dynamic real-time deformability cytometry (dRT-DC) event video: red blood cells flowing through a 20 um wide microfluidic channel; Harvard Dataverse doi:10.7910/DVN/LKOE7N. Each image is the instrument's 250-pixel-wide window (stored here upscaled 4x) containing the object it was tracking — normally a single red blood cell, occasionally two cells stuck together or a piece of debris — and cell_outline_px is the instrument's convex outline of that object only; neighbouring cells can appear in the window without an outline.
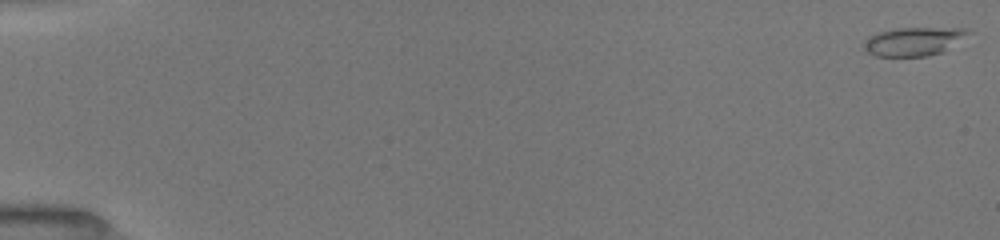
{"species": "common noctule bat (a hibernating species)", "species_latin": "Nyctalus noctula", "temperature_condition": "room temperature", "stored_images_in_passage": 9, "camera_frame_rate_fps": 3000, "um_per_image_px": 0.085, "animal": {"sex": "female", "body_mass_g": 19.5, "forearm_length_mm": 54.1}, "frame": {"image": 1, "passage_image": 1, "time_ms": 0.0, "image_size_px": [1000, 240], "cell_outline_px": [[972, 32], [940, 52], [924, 56], [876, 56], [868, 52], [864, 48], [864, 40], [868, 36], [880, 32], [896, 28], [964, 28]], "centroid_in_image_um": [77.6, 3.51], "position_along_channel_um": 7.4, "area_um2": 16.94}}
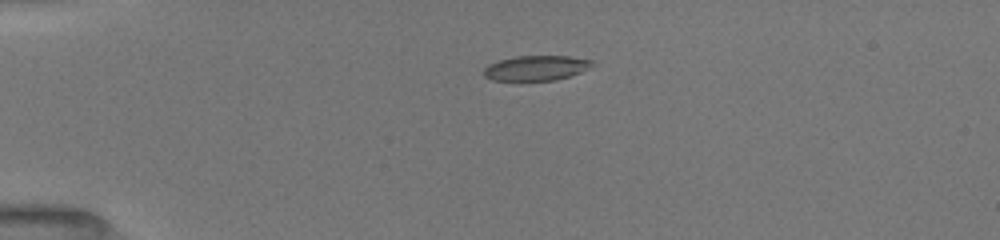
{"frame": {"image": 2, "passage_image": 6, "time_ms": 4.0, "image_size_px": [1000, 240], "cell_outline_px": [[596, 64], [580, 72], [556, 80], [520, 84], [492, 80], [484, 76], [484, 68], [488, 64], [496, 60], [516, 56], [568, 56], [592, 60]], "centroid_in_image_um": [45.49, 5.83], "position_along_channel_um": 39.5, "area_um2": 16.7}}
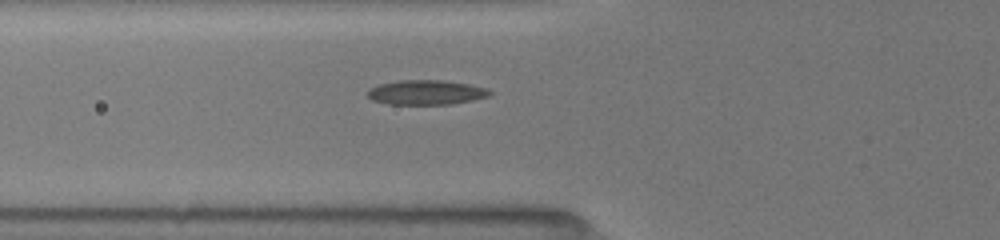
{"frame": {"image": 3, "passage_image": 9, "time_ms": 6.333, "image_size_px": [1000, 240], "cell_outline_px": [[492, 96], [452, 104], [388, 104], [372, 100], [368, 96], [368, 88], [380, 84], [400, 80], [444, 80], [468, 84], [488, 88], [492, 92]], "centroid_in_image_um": [36.25, 7.85], "position_along_channel_um": 89.5, "area_um2": 17.63}}